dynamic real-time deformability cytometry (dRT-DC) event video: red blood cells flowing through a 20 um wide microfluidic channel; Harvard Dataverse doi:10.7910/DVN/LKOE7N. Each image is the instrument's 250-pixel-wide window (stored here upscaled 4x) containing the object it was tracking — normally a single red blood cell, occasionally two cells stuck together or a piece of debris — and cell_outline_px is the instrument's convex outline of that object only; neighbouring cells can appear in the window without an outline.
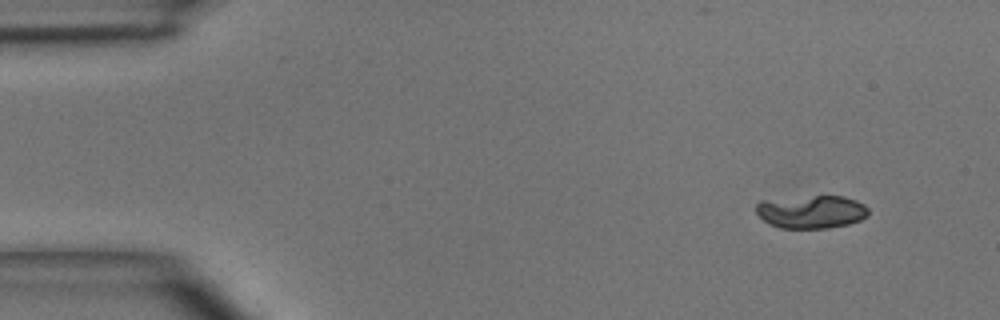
{"species": "common noctule bat (a hibernating species)", "species_latin": "Nyctalus noctula", "temperature_condition": "room temperature", "stored_images_in_passage": 5, "camera_frame_rate_fps": 3000, "um_per_image_px": 0.085, "animal": {"sex": "male", "body_mass_g": 15.6}, "frame": {"image": 1, "passage_image": 1, "time_ms": 0.0, "image_size_px": [1000, 320], "cell_outline_px": [[868, 216], [860, 220], [848, 224], [828, 228], [780, 228], [768, 224], [756, 212], [756, 204], [760, 200], [816, 196], [844, 196], [856, 200], [864, 204], [868, 208]], "centroid_in_image_um": [68.97, 18.0], "position_along_channel_um": 16.0, "area_um2": 21.68}}
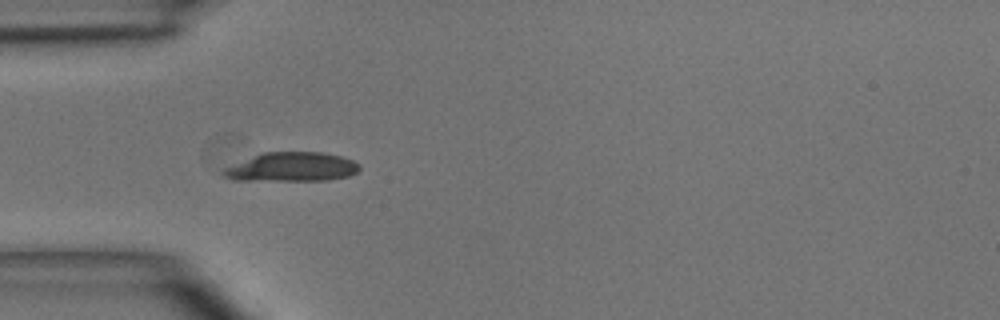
{"frame": {"image": 2, "passage_image": 4, "time_ms": 3.333, "image_size_px": [1000, 320], "cell_outline_px": [[360, 168], [356, 172], [348, 176], [328, 180], [232, 180], [224, 176], [220, 172], [224, 168], [264, 152], [324, 152], [340, 156], [352, 160], [360, 164]], "centroid_in_image_um": [24.81, 14.2], "position_along_channel_um": 60.2, "area_um2": 22.95}}
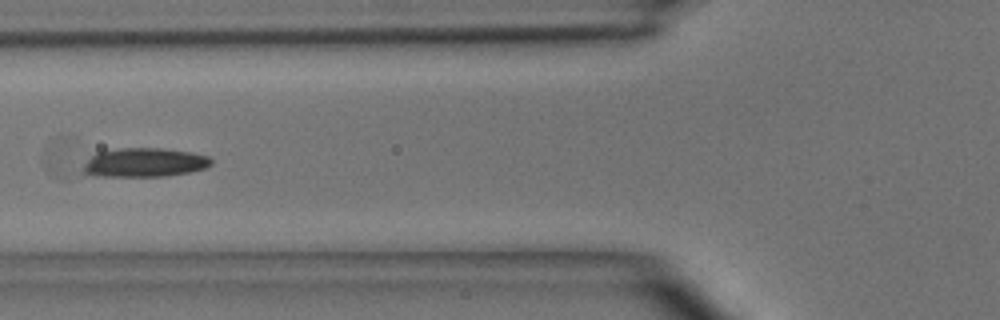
{"frame": {"image": 3, "passage_image": 5, "time_ms": 4.667, "image_size_px": [1000, 320], "cell_outline_px": [[212, 164], [204, 168], [188, 172], [164, 176], [84, 176], [80, 172], [84, 164], [92, 156], [100, 152], [120, 148], [164, 148], [192, 152], [208, 156], [212, 160]], "centroid_in_image_um": [12.24, 13.82], "position_along_channel_um": 113.6, "area_um2": 21.73}}